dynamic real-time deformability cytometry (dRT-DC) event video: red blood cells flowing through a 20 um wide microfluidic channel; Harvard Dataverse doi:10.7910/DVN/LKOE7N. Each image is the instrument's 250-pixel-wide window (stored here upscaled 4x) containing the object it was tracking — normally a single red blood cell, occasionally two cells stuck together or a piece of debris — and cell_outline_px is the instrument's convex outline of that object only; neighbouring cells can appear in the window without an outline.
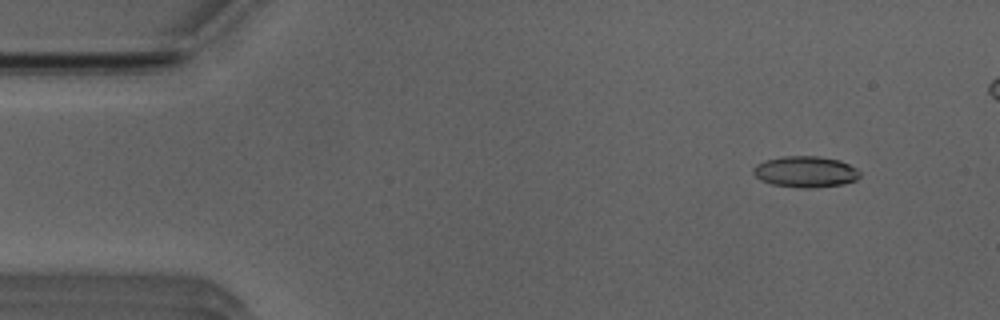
{"species": "Egyptian fruit bat (a non-hibernating species)", "species_latin": "Rousettus aegyptiacus", "temperature_condition": "room temperature", "stored_images_in_passage": 47, "camera_frame_rate_fps": 3000, "um_per_image_px": 0.085, "animal": {"sex": "male"}, "frame": {"image": 1, "passage_image": 4, "time_ms": 1.0, "image_size_px": [1000, 320], "cell_outline_px": [[860, 176], [856, 180], [844, 184], [816, 188], [800, 188], [772, 184], [760, 180], [752, 172], [752, 168], [756, 164], [764, 160], [784, 156], [816, 156], [840, 160], [856, 168], [860, 172]], "centroid_in_image_um": [68.46, 14.6], "position_along_channel_um": 16.5, "area_um2": 19.54}}
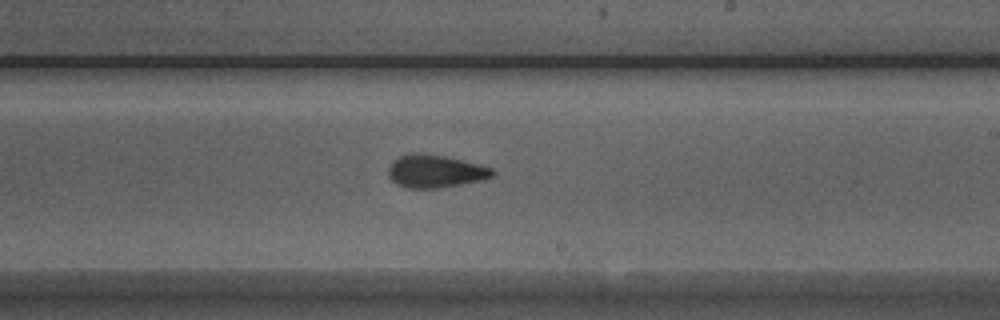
{"frame": {"image": 2, "passage_image": 29, "time_ms": 9.333, "image_size_px": [1000, 320], "cell_outline_px": [[496, 172], [492, 176], [484, 180], [436, 188], [408, 188], [396, 184], [388, 176], [388, 168], [392, 160], [400, 156], [412, 152], [416, 152], [444, 156], [492, 168]], "centroid_in_image_um": [36.96, 14.55], "position_along_channel_um": 252.0, "area_um2": 19.83}}
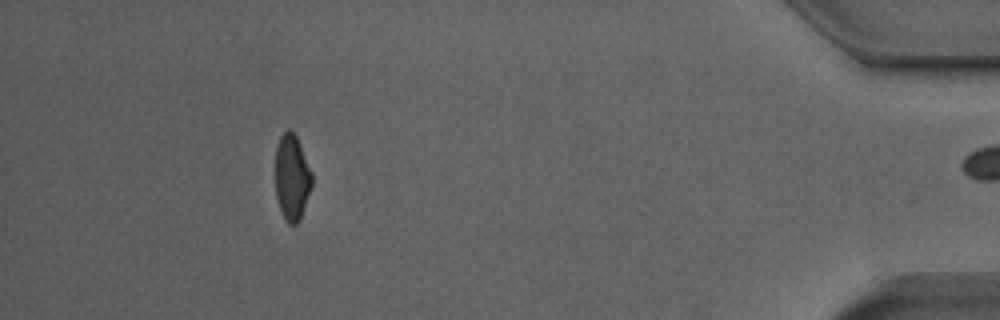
{"frame": {"image": 3, "passage_image": 46, "time_ms": 15.0, "image_size_px": [1000, 320], "cell_outline_px": [[312, 184], [300, 220], [296, 224], [288, 224], [284, 220], [280, 212], [276, 196], [276, 148], [280, 136], [288, 128], [292, 128], [300, 144], [312, 172]], "centroid_in_image_um": [24.81, 15.08], "position_along_channel_um": 410.4, "area_um2": 18.44}, "authors_computed_cell_mechanics": {"area_um2": 19.5364, "velocity_mm_per_s": 3.9367, "shape_relaxation_time_tau1_ms": 4.4895, "shape_relaxation_time_tau2_ms": 2.9703, "deformation_change_tau1": 0.1218, "deformation_change_tau2": 0.0956}}